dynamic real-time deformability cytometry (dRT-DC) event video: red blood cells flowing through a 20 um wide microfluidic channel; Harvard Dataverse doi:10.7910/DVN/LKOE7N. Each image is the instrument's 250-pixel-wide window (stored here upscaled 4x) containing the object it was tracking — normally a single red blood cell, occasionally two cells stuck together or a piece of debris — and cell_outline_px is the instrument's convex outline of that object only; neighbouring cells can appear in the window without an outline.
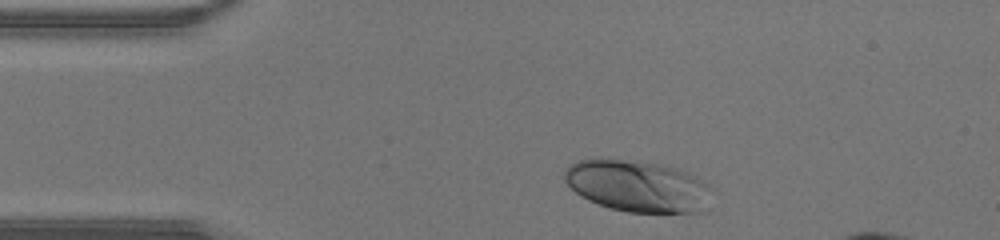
{"species": "human", "species_latin": "Homo sapiens", "temperature_condition": "warm", "stored_images_in_passage": 29, "camera_frame_rate_fps": 3000, "um_per_image_px": 0.085, "donor": {"sex": "male"}, "frame": {"image": 1, "passage_image": 2, "time_ms": 0.333, "image_size_px": [1000, 240], "cell_outline_px": [[720, 192], [704, 212], [628, 212], [608, 208], [588, 200], [580, 196], [564, 180], [564, 172], [572, 164], [580, 160], [636, 160], [660, 164], [680, 168], [708, 180]], "centroid_in_image_um": [54.42, 15.84], "position_along_channel_um": 30.6, "area_um2": 45.55}}
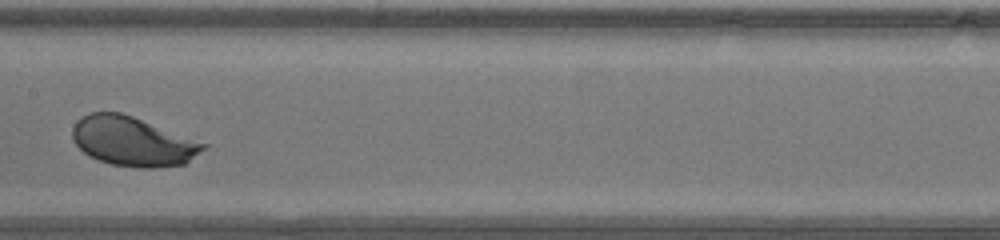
{"frame": {"image": 2, "passage_image": 16, "time_ms": 5.0, "image_size_px": [1000, 240], "cell_outline_px": [[208, 144], [204, 148], [184, 164], [152, 168], [140, 168], [112, 164], [88, 156], [72, 140], [72, 128], [76, 120], [92, 112], [120, 112], [132, 116]], "centroid_in_image_um": [11.24, 12.01], "position_along_channel_um": 196.2, "area_um2": 37.22}}
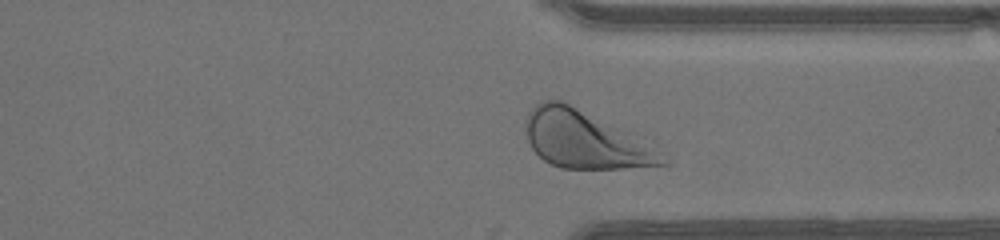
{"frame": {"image": 3, "passage_image": 27, "time_ms": 8.667, "image_size_px": [1000, 240], "cell_outline_px": [[668, 164], [624, 168], [560, 168], [544, 160], [532, 148], [528, 140], [524, 124], [528, 112], [536, 104], [544, 100], [560, 100], [568, 104], [668, 160]], "centroid_in_image_um": [49.47, 11.91], "position_along_channel_um": 361.9, "area_um2": 42.37}}